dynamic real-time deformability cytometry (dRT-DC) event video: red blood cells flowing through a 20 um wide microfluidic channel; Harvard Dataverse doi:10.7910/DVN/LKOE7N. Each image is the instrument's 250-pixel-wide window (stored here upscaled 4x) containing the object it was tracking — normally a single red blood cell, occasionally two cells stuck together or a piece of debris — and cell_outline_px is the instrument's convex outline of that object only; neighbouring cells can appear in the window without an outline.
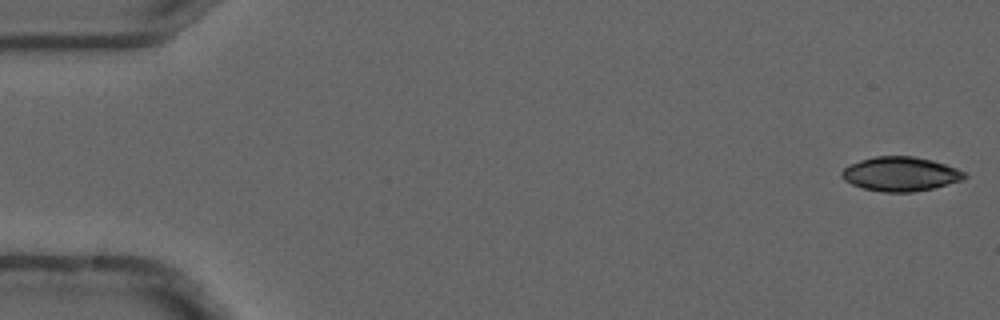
{"species": "common noctule bat (a hibernating species)", "species_latin": "Nyctalus noctula", "temperature_condition": "cold", "stored_images_in_passage": 5, "camera_frame_rate_fps": 3000, "um_per_image_px": 0.085, "animal": {"sex": "male", "forearm_length_mm": 52.5}, "frame": {"image": 1, "passage_image": 1, "time_ms": 0.0, "image_size_px": [1000, 320], "cell_outline_px": [[968, 176], [964, 180], [932, 188], [912, 192], [884, 192], [864, 188], [852, 184], [844, 180], [840, 176], [840, 172], [848, 164], [860, 160], [876, 156], [916, 156], [932, 160], [956, 168], [964, 172]], "centroid_in_image_um": [76.53, 14.78], "position_along_channel_um": 8.5, "area_um2": 24.57}}
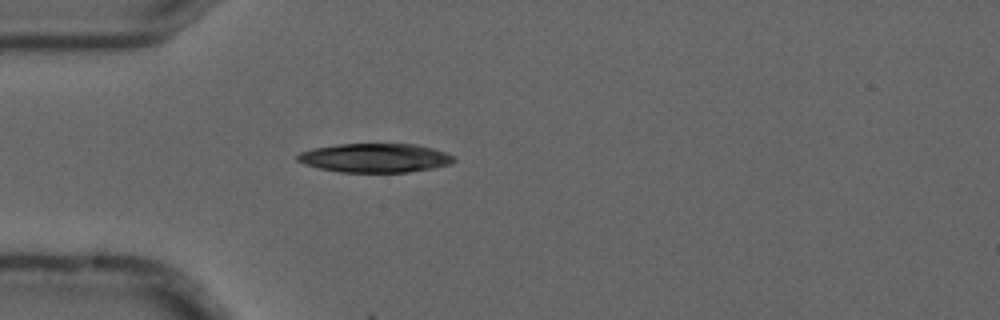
{"frame": {"image": 2, "passage_image": 5, "time_ms": 1.333, "image_size_px": [1000, 320], "cell_outline_px": [[456, 160], [452, 164], [432, 168], [408, 172], [340, 172], [320, 168], [304, 164], [296, 160], [296, 156], [300, 152], [312, 148], [340, 144], [416, 144], [432, 148], [456, 156]], "centroid_in_image_um": [31.89, 13.42], "position_along_channel_um": 53.1, "area_um2": 26.47}}